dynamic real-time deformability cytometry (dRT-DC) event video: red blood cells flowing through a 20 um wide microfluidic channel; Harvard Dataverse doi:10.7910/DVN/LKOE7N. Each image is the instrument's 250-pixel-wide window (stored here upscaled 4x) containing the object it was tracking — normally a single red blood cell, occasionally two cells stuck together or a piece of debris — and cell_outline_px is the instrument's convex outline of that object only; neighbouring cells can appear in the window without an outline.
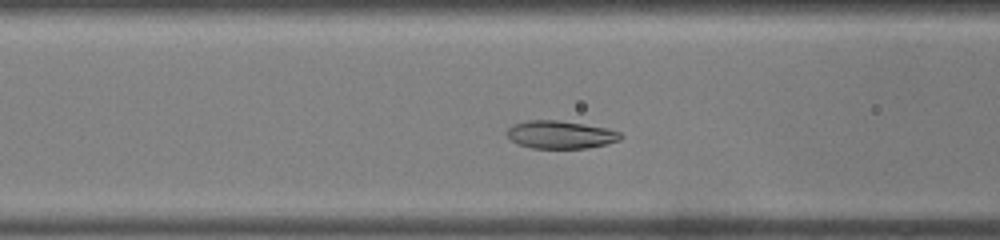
{"species": "common noctule bat (a hibernating species)", "species_latin": "Nyctalus noctula", "temperature_condition": "warm", "stored_images_in_passage": 44, "camera_frame_rate_fps": 3000, "um_per_image_px": 0.085, "animal": {"sex": "male", "body_mass_g": 19.0, "forearm_length_mm": 50.8}, "frame": {"image": 1, "passage_image": 13, "time_ms": 4.0, "image_size_px": [1000, 240], "cell_outline_px": [[624, 136], [620, 140], [608, 144], [588, 148], [532, 148], [516, 144], [504, 132], [512, 124], [528, 120], [556, 120], [584, 124], [608, 128], [620, 132]], "centroid_in_image_um": [47.64, 11.45], "position_along_channel_um": 119.0, "area_um2": 18.67}}
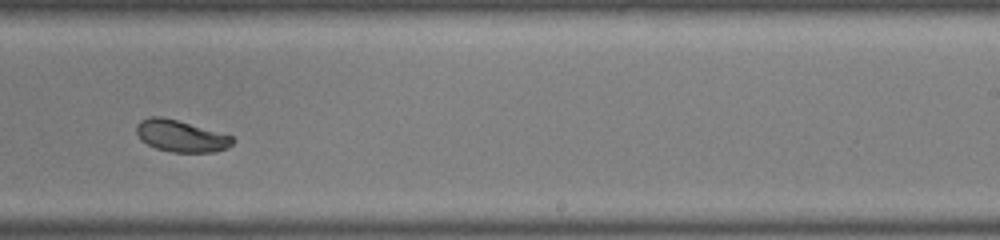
{"frame": {"image": 2, "passage_image": 25, "time_ms": 8.0, "image_size_px": [1000, 240], "cell_outline_px": [[236, 140], [228, 148], [216, 152], [172, 152], [156, 148], [140, 140], [136, 132], [136, 124], [140, 120], [152, 116], [160, 116], [176, 120], [232, 136]], "centroid_in_image_um": [15.36, 11.57], "position_along_channel_um": 273.6, "area_um2": 17.69}}
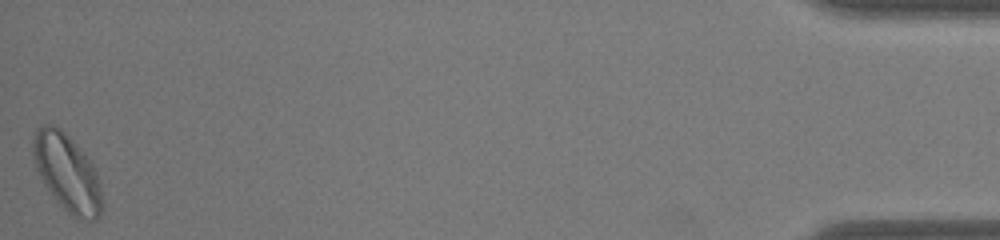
{"frame": {"image": 3, "passage_image": 44, "time_ms": 14.333, "image_size_px": [1000, 240], "cell_outline_px": [[104, 208], [100, 216], [96, 220], [88, 220], [72, 216], [56, 200], [44, 184], [36, 168], [32, 152], [32, 140], [36, 128], [44, 124], [52, 124], [60, 128], [76, 144], [92, 164], [100, 184], [104, 204]], "centroid_in_image_um": [5.71, 14.69], "position_along_channel_um": 429.5, "area_um2": 31.04}, "authors_computed_cell_mechanics": {"area_um2": 19.0162, "velocity_mm_per_s": 3.8784, "shape_relaxation_time_tau1_ms": 2.69, "shape_relaxation_time_tau2_ms": null, "deformation_change_tau1": 0.0975, "deformation_change_tau2": null}}